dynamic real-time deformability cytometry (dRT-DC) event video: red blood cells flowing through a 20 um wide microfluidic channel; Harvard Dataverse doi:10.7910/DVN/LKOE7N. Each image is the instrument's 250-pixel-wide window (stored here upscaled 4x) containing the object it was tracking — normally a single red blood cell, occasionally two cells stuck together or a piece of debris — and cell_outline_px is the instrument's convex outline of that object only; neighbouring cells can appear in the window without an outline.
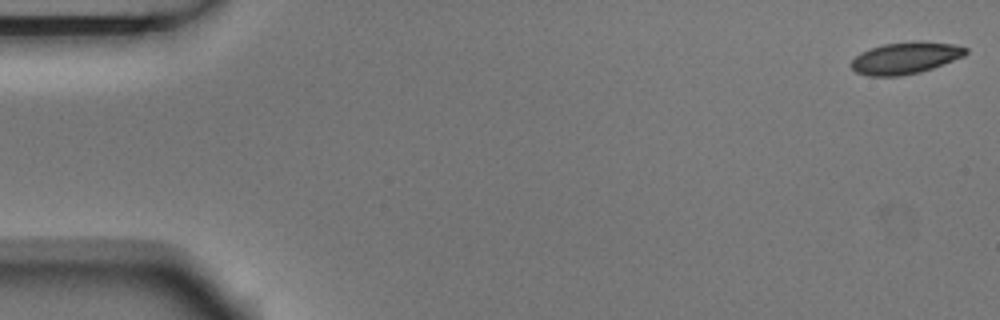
{"species": "Egyptian fruit bat (a non-hibernating species)", "species_latin": "Rousettus aegyptiacus", "temperature_condition": "room temperature", "stored_images_in_passage": 4, "camera_frame_rate_fps": 3000, "um_per_image_px": 0.085, "animal": {"sex": "male"}, "frame": {"image": 1, "passage_image": 1, "time_ms": 0.0, "image_size_px": [1000, 320], "cell_outline_px": [[968, 52], [964, 56], [932, 68], [920, 72], [900, 76], [868, 76], [856, 72], [852, 68], [852, 60], [860, 52], [884, 44], [920, 40], [952, 44], [968, 48]], "centroid_in_image_um": [76.97, 4.92], "position_along_channel_um": 8.0, "area_um2": 21.15}}